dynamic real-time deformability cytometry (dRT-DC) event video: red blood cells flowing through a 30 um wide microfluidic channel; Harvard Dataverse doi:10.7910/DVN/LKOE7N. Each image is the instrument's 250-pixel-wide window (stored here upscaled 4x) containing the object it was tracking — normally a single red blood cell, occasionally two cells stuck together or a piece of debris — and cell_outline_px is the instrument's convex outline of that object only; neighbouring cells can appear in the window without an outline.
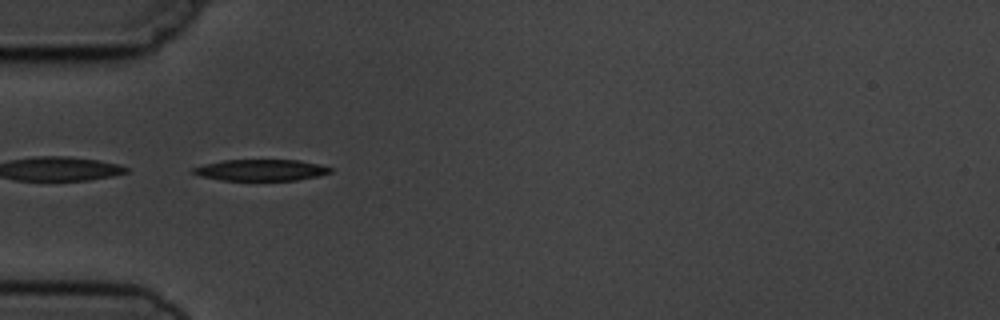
{"species": "common noctule bat (a hibernating species)", "species_latin": "Nyctalus noctula", "temperature_condition": "cold", "stored_images_in_passage": 5, "camera_frame_rate_fps": 3000, "um_per_image_px": 0.085, "animal": {"sex": "male", "body_mass_g": 19.5, "forearm_length_mm": 54.6}, "frame": {"image": 1, "passage_image": 4, "time_ms": 4.667, "image_size_px": [1000, 320], "cell_outline_px": [[332, 172], [320, 176], [296, 180], [220, 180], [200, 176], [192, 172], [192, 168], [204, 164], [224, 160], [300, 160], [320, 164], [332, 168]], "centroid_in_image_um": [22.21, 14.45], "position_along_channel_um": 62.8, "area_um2": 17.11}}